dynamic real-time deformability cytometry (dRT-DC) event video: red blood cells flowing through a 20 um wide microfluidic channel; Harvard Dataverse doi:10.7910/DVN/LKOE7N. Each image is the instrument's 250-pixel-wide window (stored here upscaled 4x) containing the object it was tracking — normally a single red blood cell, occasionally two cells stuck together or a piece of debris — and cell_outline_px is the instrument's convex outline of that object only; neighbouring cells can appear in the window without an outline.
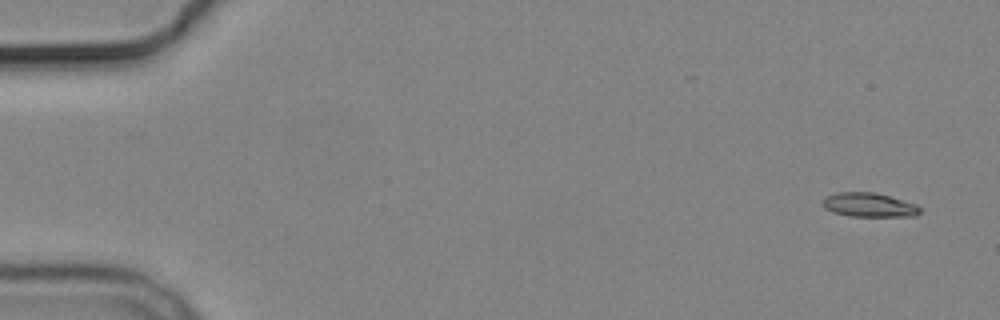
{"species": "common noctule bat (a hibernating species)", "species_latin": "Nyctalus noctula", "temperature_condition": "cold", "stored_images_in_passage": 5, "segment_of_instrument_passage": [1, 2], "camera_frame_rate_fps": 3000, "um_per_image_px": 0.085, "animal": {"sex": "male", "body_mass_g": 19.2, "forearm_length_mm": 51.8}, "frame": {"image": 1, "passage_image": 1, "time_ms": 0.0, "image_size_px": [1000, 320], "cell_outline_px": [[924, 208], [916, 216], [848, 216], [832, 212], [824, 208], [824, 200], [828, 196], [836, 192], [876, 192], [916, 204]], "centroid_in_image_um": [73.92, 17.42], "position_along_channel_um": 11.1, "area_um2": 13.7}}